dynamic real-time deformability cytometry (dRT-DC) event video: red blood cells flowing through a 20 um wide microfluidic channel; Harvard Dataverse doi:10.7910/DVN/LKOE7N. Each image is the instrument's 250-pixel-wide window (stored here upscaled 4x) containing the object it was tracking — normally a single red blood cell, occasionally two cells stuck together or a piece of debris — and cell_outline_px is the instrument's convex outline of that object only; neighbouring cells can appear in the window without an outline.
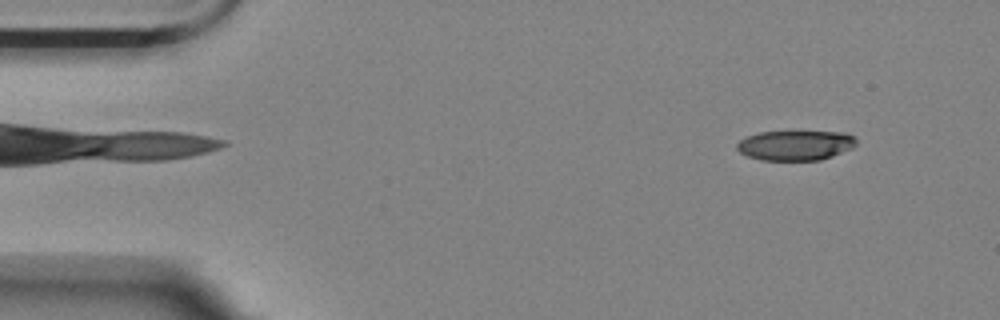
{"species": "Egyptian fruit bat (a non-hibernating species)", "species_latin": "Rousettus aegyptiacus", "temperature_condition": "room temperature", "stored_images_in_passage": 56, "camera_frame_rate_fps": 3000, "um_per_image_px": 0.085, "animal": {"sex": "female"}, "frame": {"image": 1, "passage_image": 5, "time_ms": 1.333, "image_size_px": [1000, 320], "cell_outline_px": [[856, 144], [852, 148], [832, 156], [820, 160], [760, 160], [748, 156], [740, 152], [736, 148], [736, 144], [740, 140], [748, 136], [760, 132], [844, 132], [852, 136], [856, 140]], "centroid_in_image_um": [67.6, 12.36], "position_along_channel_um": 17.4, "area_um2": 20.63}}
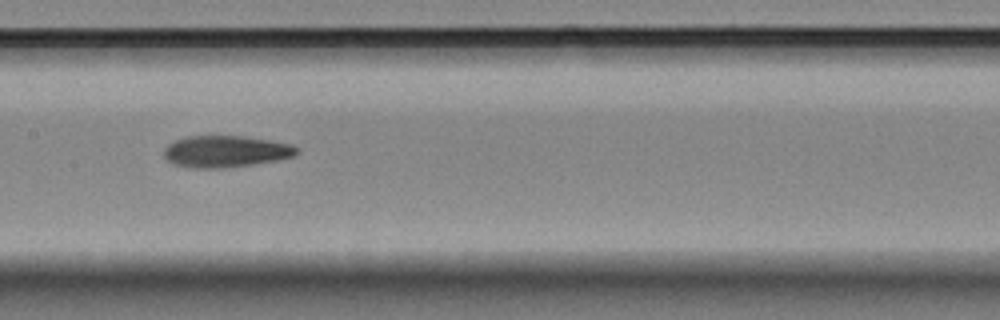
{"frame": {"image": 2, "passage_image": 27, "time_ms": 8.667, "image_size_px": [1000, 320], "cell_outline_px": [[300, 152], [296, 156], [280, 160], [224, 168], [192, 168], [176, 164], [168, 160], [164, 156], [164, 148], [168, 144], [176, 140], [188, 136], [244, 136], [272, 140], [292, 144], [300, 148]], "centroid_in_image_um": [19.26, 12.87], "position_along_channel_um": 188.1, "area_um2": 24.74}}
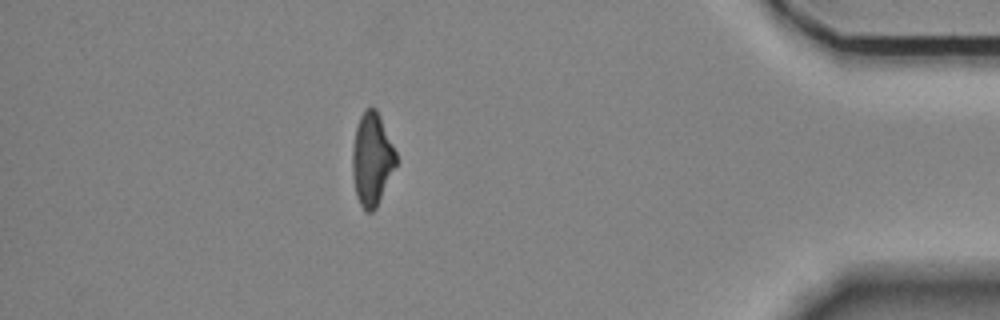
{"frame": {"image": 3, "passage_image": 49, "time_ms": 16.0, "image_size_px": [1000, 320], "cell_outline_px": [[396, 164], [376, 208], [372, 212], [368, 212], [360, 204], [356, 196], [352, 176], [352, 152], [356, 128], [360, 116], [364, 108], [376, 108], [380, 116], [396, 152]], "centroid_in_image_um": [31.59, 13.52], "position_along_channel_um": 403.6, "area_um2": 23.35}, "authors_computed_cell_mechanics": {"area_um2": 23.7558, "velocity_mm_per_s": 3.538, "shape_relaxation_time_tau1_ms": 8.8246, "shape_relaxation_time_tau2_ms": 3.5944, "deformation_change_tau1": 0.2344, "deformation_change_tau2": 0.125}}